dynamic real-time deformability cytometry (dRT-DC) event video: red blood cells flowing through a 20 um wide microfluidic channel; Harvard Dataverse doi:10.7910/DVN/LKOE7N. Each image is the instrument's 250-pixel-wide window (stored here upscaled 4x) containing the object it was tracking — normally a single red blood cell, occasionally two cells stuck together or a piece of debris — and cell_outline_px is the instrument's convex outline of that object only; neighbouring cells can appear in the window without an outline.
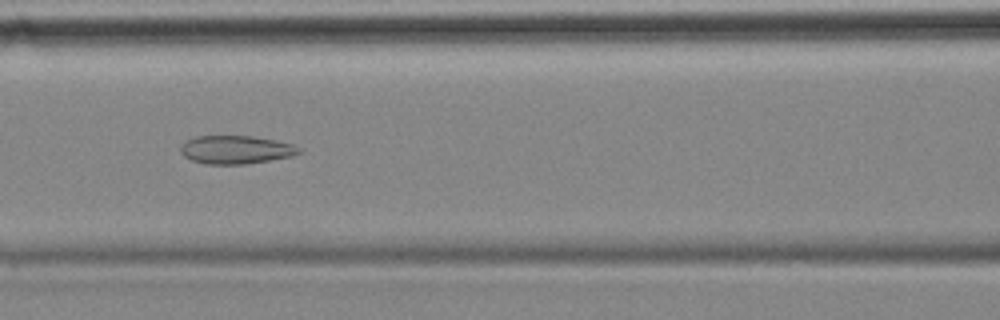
{"species": "common noctule bat (a hibernating species)", "species_latin": "Nyctalus noctula", "temperature_condition": "cold", "stored_images_in_passage": 58, "camera_frame_rate_fps": 3000, "um_per_image_px": 0.085, "animal": {"sex": "female", "body_mass_g": 18.4}, "frame": {"image": 1, "passage_image": 24, "time_ms": 7.667, "image_size_px": [1000, 320], "cell_outline_px": [[304, 152], [292, 156], [244, 164], [204, 164], [192, 160], [184, 156], [180, 152], [180, 148], [188, 140], [196, 136], [252, 136], [276, 140], [292, 144], [300, 148]], "centroid_in_image_um": [20.07, 12.72], "position_along_channel_um": 146.5, "area_um2": 19.42}}
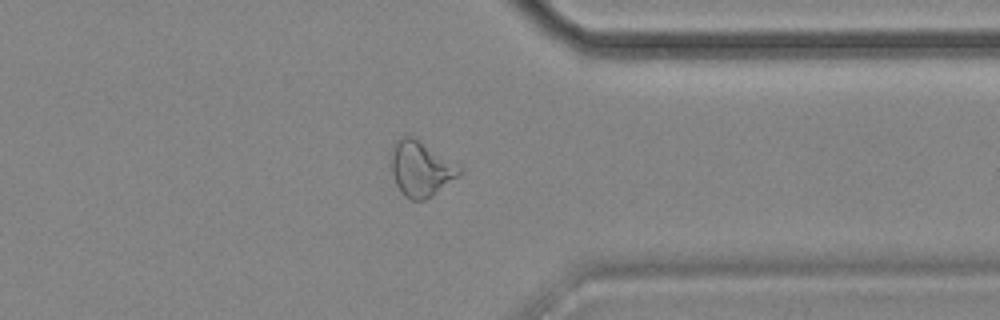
{"frame": {"image": 2, "passage_image": 44, "time_ms": 14.333, "image_size_px": [1000, 320], "cell_outline_px": [[464, 172], [432, 196], [424, 200], [412, 200], [404, 196], [400, 192], [396, 184], [392, 172], [392, 148], [404, 136], [412, 136], [464, 168]], "centroid_in_image_um": [35.81, 14.38], "position_along_channel_um": 375.6, "area_um2": 21.68}}
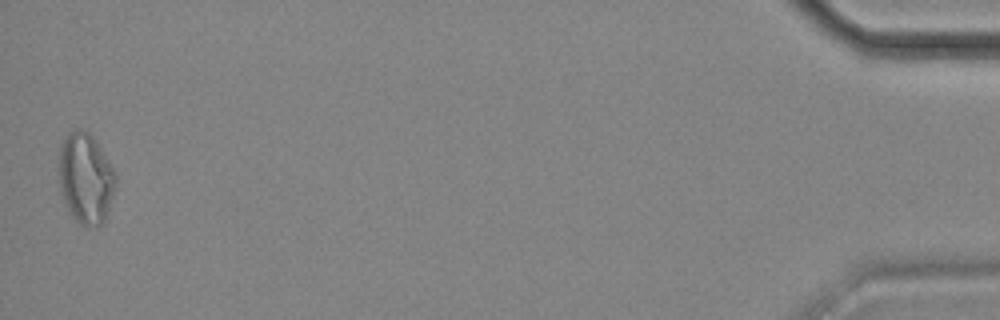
{"frame": {"image": 3, "passage_image": 56, "time_ms": 18.333, "image_size_px": [1000, 320], "cell_outline_px": [[116, 180], [112, 196], [104, 224], [96, 228], [80, 224], [68, 212], [64, 204], [60, 192], [56, 168], [60, 144], [68, 132], [76, 128], [80, 128], [88, 132], [92, 136], [116, 172]], "centroid_in_image_um": [7.22, 15.16], "position_along_channel_um": 428.0, "area_um2": 30.81}, "authors_computed_cell_mechanics": {"area_um2": 23.2356, "velocity_mm_per_s": 3.5255, "shape_relaxation_time_tau1_ms": null, "shape_relaxation_time_tau2_ms": 2.9921, "deformation_change_tau1": null, "deformation_change_tau2": 0.1106}}